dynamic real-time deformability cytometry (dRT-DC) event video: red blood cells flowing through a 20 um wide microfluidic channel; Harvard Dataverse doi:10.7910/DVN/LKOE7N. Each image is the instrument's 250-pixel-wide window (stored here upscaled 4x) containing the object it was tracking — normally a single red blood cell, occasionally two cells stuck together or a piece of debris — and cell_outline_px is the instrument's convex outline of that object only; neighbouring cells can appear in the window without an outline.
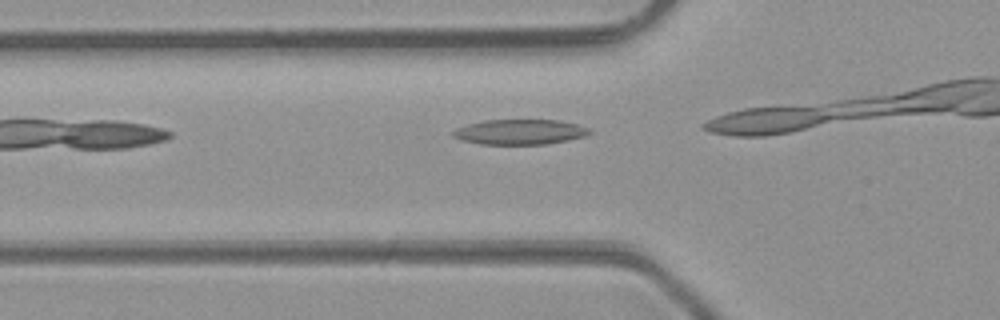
{"species": "common noctule bat (a hibernating species)", "species_latin": "Nyctalus noctula", "temperature_condition": "room temperature", "stored_images_in_passage": 5, "camera_frame_rate_fps": 3000, "um_per_image_px": 0.085, "animal": {"sex": "male", "body_mass_g": 23.1, "forearm_length_mm": 52.7}, "frame": {"image": 1, "passage_image": 3, "time_ms": 0.667, "image_size_px": [1000, 320], "cell_outline_px": [[592, 132], [584, 136], [568, 140], [544, 144], [480, 144], [464, 140], [452, 136], [452, 132], [456, 128], [468, 124], [484, 120], [560, 120], [592, 128]], "centroid_in_image_um": [44.22, 11.21], "position_along_channel_um": 81.6, "area_um2": 19.94}}